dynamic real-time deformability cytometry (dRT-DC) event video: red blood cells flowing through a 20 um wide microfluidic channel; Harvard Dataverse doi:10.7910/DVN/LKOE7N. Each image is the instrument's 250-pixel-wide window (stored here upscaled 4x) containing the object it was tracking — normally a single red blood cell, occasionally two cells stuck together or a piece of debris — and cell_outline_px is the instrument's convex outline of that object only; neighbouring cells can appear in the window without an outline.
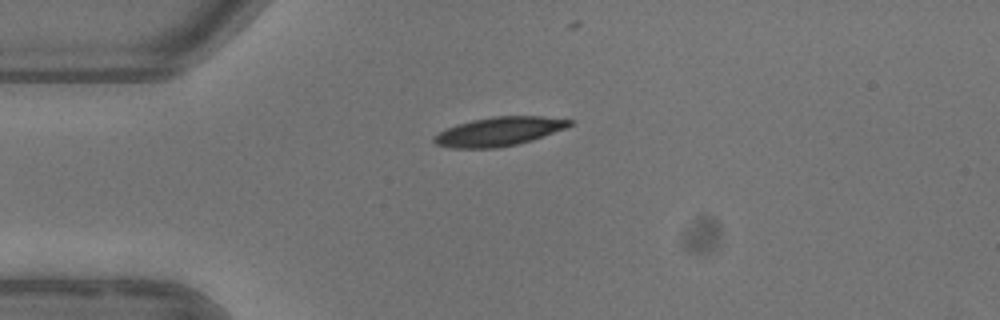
{"species": "common noctule bat (a hibernating species)", "species_latin": "Nyctalus noctula", "temperature_condition": "warm", "stored_images_in_passage": 4, "camera_frame_rate_fps": 3000, "um_per_image_px": 0.085, "animal": {"sex": "female"}, "frame": {"image": 1, "passage_image": 1, "time_ms": 0.0, "image_size_px": [1000, 320], "cell_outline_px": [[572, 124], [564, 128], [532, 140], [516, 144], [496, 148], [452, 148], [436, 144], [432, 140], [432, 136], [444, 128], [456, 124], [472, 120], [492, 116], [540, 116], [572, 120]], "centroid_in_image_um": [42.33, 11.17], "position_along_channel_um": 42.7, "area_um2": 22.77}}
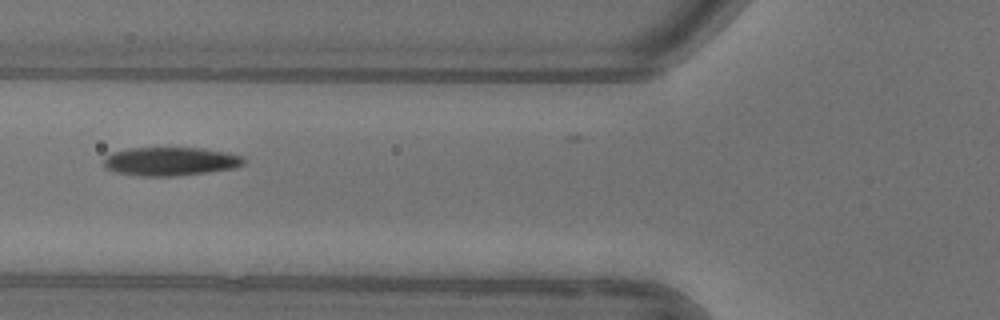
{"frame": {"image": 2, "passage_image": 3, "time_ms": 2.333, "image_size_px": [1000, 320], "cell_outline_px": [[248, 160], [244, 164], [236, 168], [208, 172], [172, 176], [140, 176], [116, 172], [104, 168], [104, 160], [112, 152], [128, 148], [200, 148], [224, 152], [244, 156]], "centroid_in_image_um": [14.52, 13.72], "position_along_channel_um": 111.3, "area_um2": 23.35}}
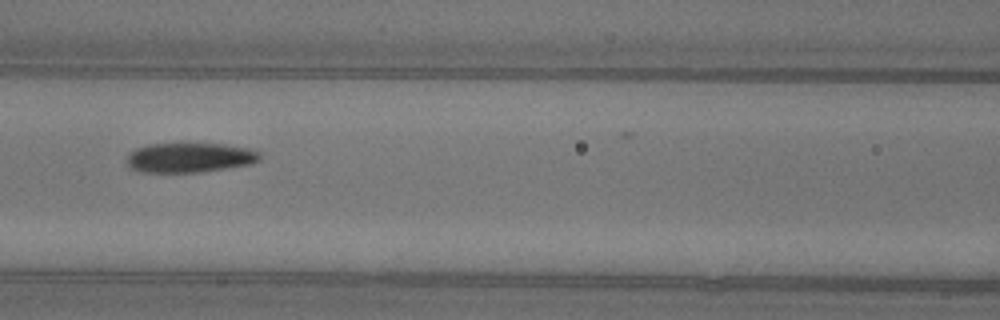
{"frame": {"image": 3, "passage_image": 4, "time_ms": 3.333, "image_size_px": [1000, 320], "cell_outline_px": [[260, 160], [252, 164], [196, 172], [144, 172], [132, 168], [128, 164], [128, 152], [136, 148], [148, 144], [180, 140], [224, 144], [248, 148], [260, 152]], "centroid_in_image_um": [16.11, 13.33], "position_along_channel_um": 150.5, "area_um2": 23.87}}